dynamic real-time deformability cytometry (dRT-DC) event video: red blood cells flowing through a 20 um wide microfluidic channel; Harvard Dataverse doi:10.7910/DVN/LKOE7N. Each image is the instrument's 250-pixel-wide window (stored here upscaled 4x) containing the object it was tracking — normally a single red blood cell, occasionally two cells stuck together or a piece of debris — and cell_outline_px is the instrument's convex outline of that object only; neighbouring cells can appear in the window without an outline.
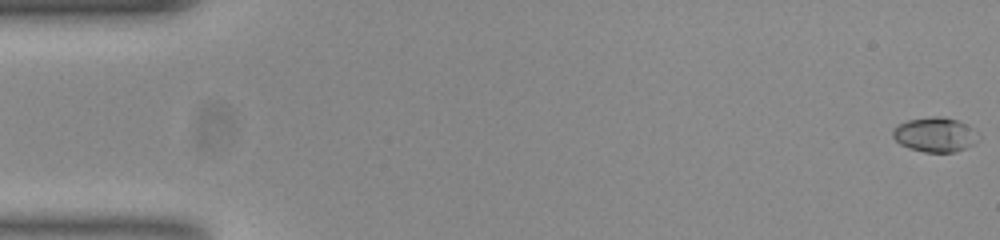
{"species": "common noctule bat (a hibernating species)", "species_latin": "Nyctalus noctula", "temperature_condition": "room temperature", "stored_images_in_passage": 55, "camera_frame_rate_fps": 3000, "um_per_image_px": 0.085, "animal": {"sex": "female", "body_mass_g": 23.0, "forearm_length_mm": 53.4}, "frame": {"image": 1, "passage_image": 1, "time_ms": 0.0, "image_size_px": [1000, 240], "cell_outline_px": [[980, 140], [956, 152], [924, 152], [908, 148], [900, 144], [892, 136], [892, 128], [908, 120], [932, 116], [944, 116], [968, 124], [980, 132]], "centroid_in_image_um": [79.52, 11.44], "position_along_channel_um": 5.5, "area_um2": 17.57}}
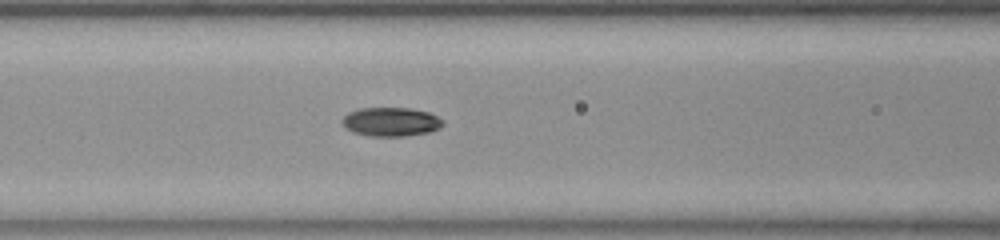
{"frame": {"image": 2, "passage_image": 23, "time_ms": 7.333, "image_size_px": [1000, 240], "cell_outline_px": [[444, 124], [440, 128], [428, 132], [400, 136], [372, 136], [356, 132], [348, 128], [340, 120], [348, 112], [360, 108], [412, 108], [428, 112], [444, 120]], "centroid_in_image_um": [33.26, 10.33], "position_along_channel_um": 133.3, "area_um2": 16.76}}
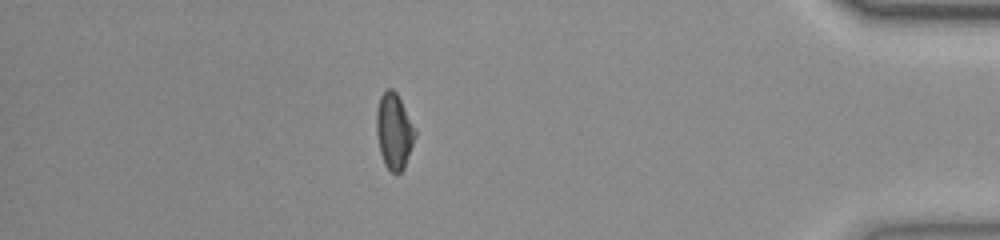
{"frame": {"image": 3, "passage_image": 48, "time_ms": 15.667, "image_size_px": [1000, 240], "cell_outline_px": [[416, 132], [404, 168], [400, 172], [392, 172], [384, 164], [380, 152], [376, 132], [376, 112], [380, 96], [388, 88], [392, 88], [396, 92]], "centroid_in_image_um": [33.46, 11.14], "position_along_channel_um": 401.7, "area_um2": 16.59}, "authors_computed_cell_mechanics": {"area_um2": 16.7042, "velocity_mm_per_s": 3.766, "shape_relaxation_time_tau1_ms": 5.2422, "shape_relaxation_time_tau2_ms": 6.2485, "deformation_change_tau1": 0.1686, "deformation_change_tau2": 0.0702}}